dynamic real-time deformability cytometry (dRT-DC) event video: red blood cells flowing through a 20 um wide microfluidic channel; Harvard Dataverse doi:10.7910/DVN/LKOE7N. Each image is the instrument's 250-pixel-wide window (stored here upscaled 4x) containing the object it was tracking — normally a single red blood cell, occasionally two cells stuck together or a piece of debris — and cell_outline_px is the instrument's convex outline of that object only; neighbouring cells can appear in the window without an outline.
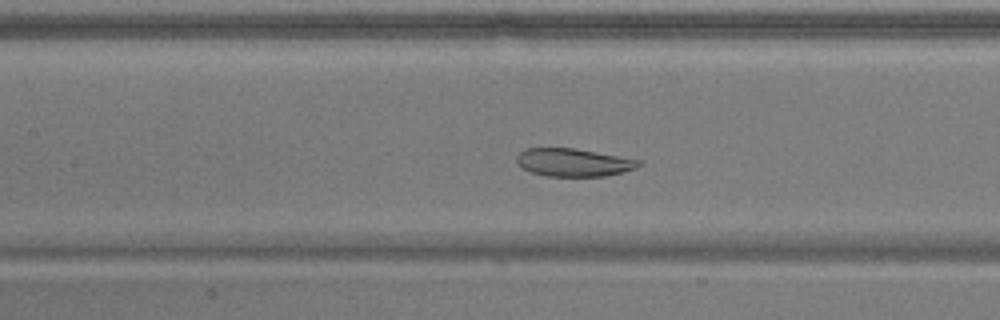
{"species": "common noctule bat (a hibernating species)", "species_latin": "Nyctalus noctula", "temperature_condition": "warm", "stored_images_in_passage": 54, "camera_frame_rate_fps": 3000, "um_per_image_px": 0.085, "animal": {"sex": "male", "body_mass_g": 17.9}, "frame": {"image": 1, "passage_image": 24, "time_ms": 7.667, "image_size_px": [1000, 320], "cell_outline_px": [[644, 164], [636, 168], [604, 176], [544, 176], [520, 168], [516, 160], [516, 156], [524, 148], [572, 148], [640, 160]], "centroid_in_image_um": [48.7, 13.81], "position_along_channel_um": 158.7, "area_um2": 19.77}}
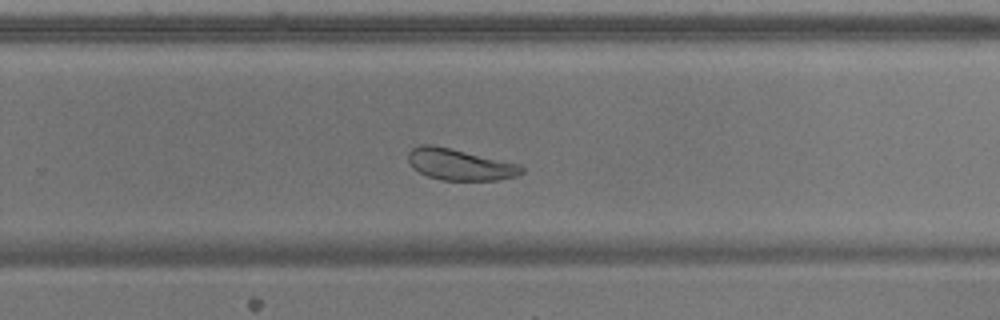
{"frame": {"image": 2, "passage_image": 35, "time_ms": 11.333, "image_size_px": [1000, 320], "cell_outline_px": [[524, 172], [516, 176], [496, 180], [440, 180], [428, 176], [412, 168], [408, 160], [408, 152], [412, 148], [420, 144], [432, 144], [452, 148], [520, 164], [524, 168]], "centroid_in_image_um": [39.07, 13.97], "position_along_channel_um": 290.7, "area_um2": 20.87}}
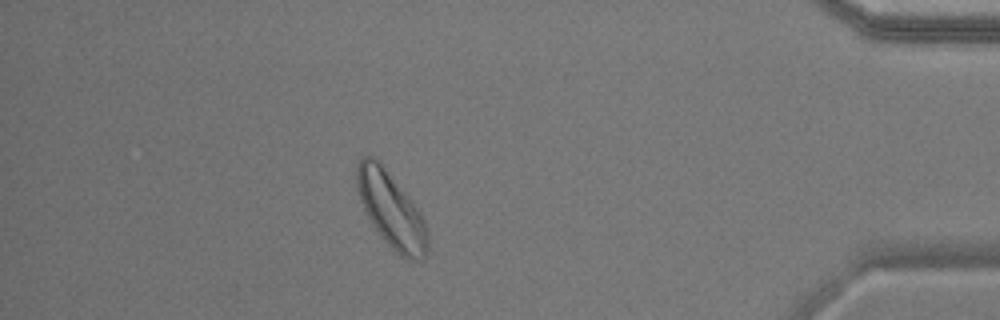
{"frame": {"image": 3, "passage_image": 48, "time_ms": 15.667, "image_size_px": [1000, 320], "cell_outline_px": [[428, 252], [424, 256], [412, 260], [404, 260], [384, 240], [372, 224], [360, 200], [356, 184], [356, 164], [364, 156], [372, 156], [380, 160], [412, 200], [420, 212], [424, 220], [428, 232]], "centroid_in_image_um": [33.25, 17.82], "position_along_channel_um": 401.9, "area_um2": 31.21}, "authors_computed_cell_mechanics": {"area_um2": 27.744, "velocity_mm_per_s": 3.6197, "shape_relaxation_time_tau1_ms": 7.239, "shape_relaxation_time_tau2_ms": null, "deformation_change_tau1": 0.1207, "deformation_change_tau2": null}}